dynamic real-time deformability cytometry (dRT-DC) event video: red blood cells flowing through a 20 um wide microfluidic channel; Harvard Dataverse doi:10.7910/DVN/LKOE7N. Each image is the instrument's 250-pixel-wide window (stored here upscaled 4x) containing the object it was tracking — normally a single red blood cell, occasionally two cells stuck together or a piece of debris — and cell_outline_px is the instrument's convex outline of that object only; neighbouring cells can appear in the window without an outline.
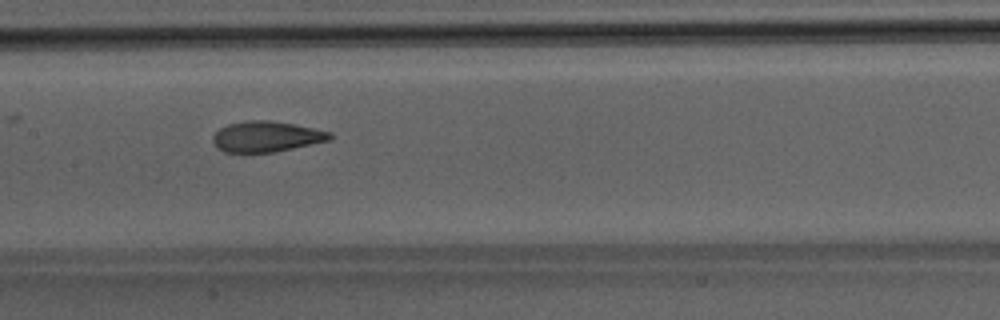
{"species": "Egyptian fruit bat (a non-hibernating species)", "species_latin": "Rousettus aegyptiacus", "temperature_condition": "room temperature", "stored_images_in_passage": 48, "camera_frame_rate_fps": 3000, "um_per_image_px": 0.085, "animal": {"sex": "male"}, "frame": {"image": 1, "passage_image": 24, "time_ms": 7.667, "image_size_px": [1000, 320], "cell_outline_px": [[332, 136], [328, 140], [292, 148], [272, 152], [224, 152], [216, 148], [212, 140], [212, 136], [220, 128], [228, 124], [248, 120], [268, 120], [296, 124], [332, 132]], "centroid_in_image_um": [22.61, 11.6], "position_along_channel_um": 184.8, "area_um2": 20.81}}
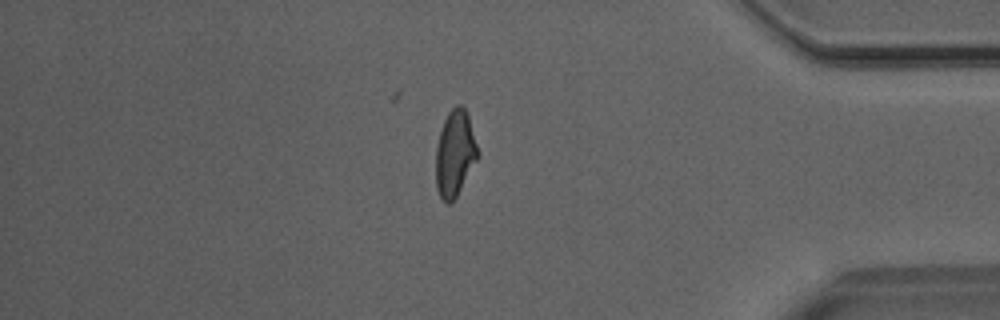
{"frame": {"image": 2, "passage_image": 41, "time_ms": 13.333, "image_size_px": [1000, 320], "cell_outline_px": [[480, 156], [452, 204], [448, 204], [440, 196], [436, 188], [436, 148], [440, 132], [444, 120], [448, 112], [456, 104], [460, 104], [464, 108], [468, 116], [480, 152]], "centroid_in_image_um": [38.69, 13.06], "position_along_channel_um": 396.5, "area_um2": 21.21}}
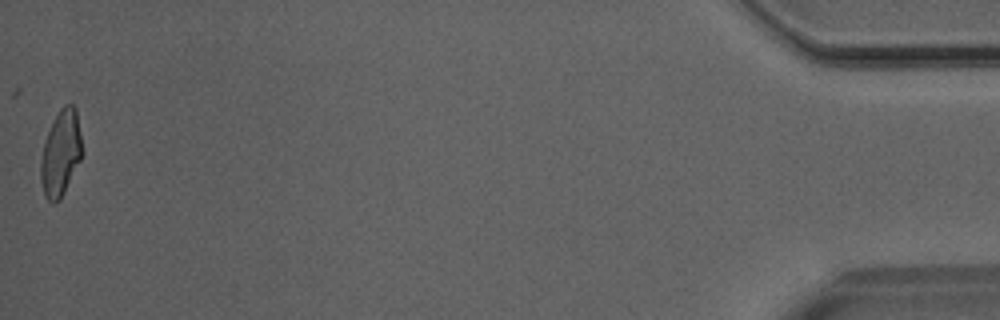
{"frame": {"image": 3, "passage_image": 48, "time_ms": 15.667, "image_size_px": [1000, 320], "cell_outline_px": [[84, 152], [60, 200], [52, 204], [44, 196], [40, 180], [40, 164], [44, 144], [48, 132], [60, 108], [64, 104], [72, 104], [76, 108]], "centroid_in_image_um": [5.18, 13.04], "position_along_channel_um": 430.0, "area_um2": 20.69}}